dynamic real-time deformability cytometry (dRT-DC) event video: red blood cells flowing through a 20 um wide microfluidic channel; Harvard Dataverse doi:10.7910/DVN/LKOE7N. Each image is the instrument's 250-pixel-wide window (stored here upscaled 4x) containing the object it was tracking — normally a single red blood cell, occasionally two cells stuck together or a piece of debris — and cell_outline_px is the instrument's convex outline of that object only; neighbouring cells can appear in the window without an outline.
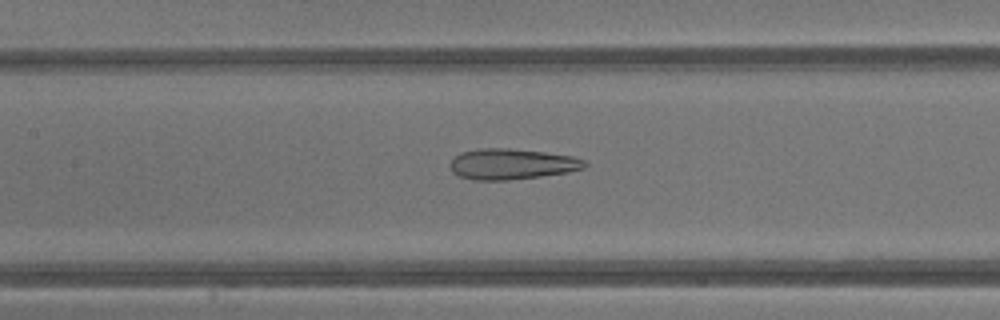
{"species": "common noctule bat (a hibernating species)", "species_latin": "Nyctalus noctula", "temperature_condition": "warm", "stored_images_in_passage": 42, "camera_frame_rate_fps": 3000, "um_per_image_px": 0.085, "animal": {"sex": "male", "body_mass_g": 13.3}, "frame": {"image": 1, "passage_image": 20, "time_ms": 6.333, "image_size_px": [1000, 320], "cell_outline_px": [[588, 164], [584, 168], [568, 172], [540, 176], [508, 180], [472, 180], [460, 176], [452, 172], [448, 164], [460, 152], [480, 148], [508, 148], [544, 152], [572, 156], [584, 160]], "centroid_in_image_um": [43.47, 13.94], "position_along_channel_um": 163.9, "area_um2": 24.1}}
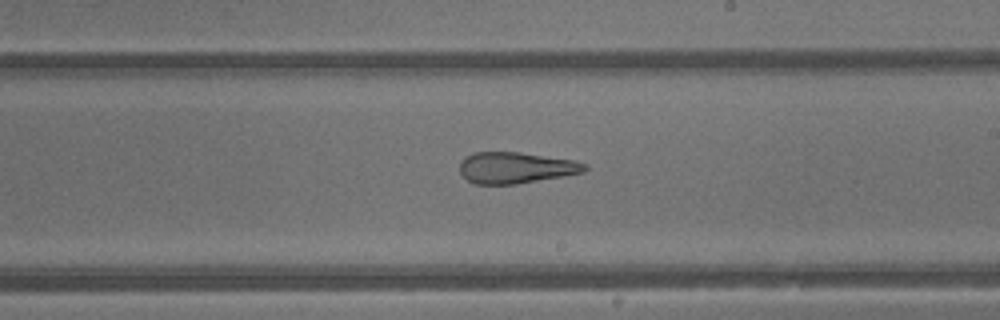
{"frame": {"image": 2, "passage_image": 25, "time_ms": 8.0, "image_size_px": [1000, 320], "cell_outline_px": [[588, 168], [584, 172], [564, 176], [516, 184], [476, 184], [468, 180], [460, 172], [460, 160], [464, 156], [472, 152], [520, 152], [576, 160], [588, 164]], "centroid_in_image_um": [43.86, 14.24], "position_along_channel_um": 245.1, "area_um2": 23.0}}
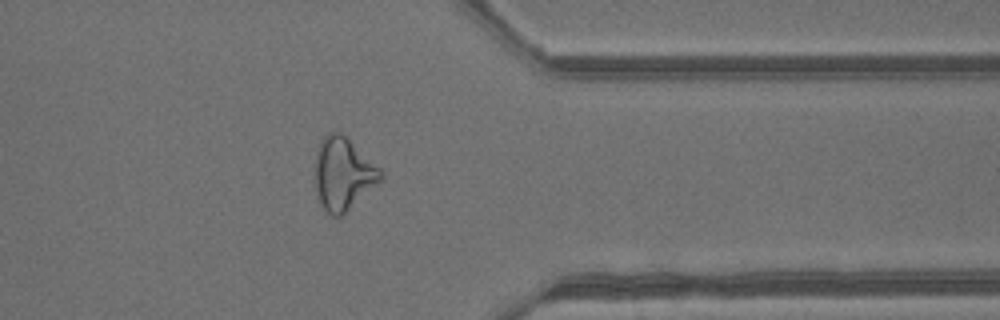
{"frame": {"image": 3, "passage_image": 34, "time_ms": 11.0, "image_size_px": [1000, 320], "cell_outline_px": [[384, 176], [344, 216], [332, 216], [320, 204], [316, 192], [316, 156], [320, 140], [328, 132], [340, 132], [380, 168], [384, 172]], "centroid_in_image_um": [29.16, 14.8], "position_along_channel_um": 382.2, "area_um2": 27.46}, "authors_computed_cell_mechanics": {"area_um2": 28.5532, "velocity_mm_per_s": 4.899, "shape_relaxation_time_tau1_ms": null, "shape_relaxation_time_tau2_ms": 2.0559, "deformation_change_tau1": null, "deformation_change_tau2": 0.1442}}